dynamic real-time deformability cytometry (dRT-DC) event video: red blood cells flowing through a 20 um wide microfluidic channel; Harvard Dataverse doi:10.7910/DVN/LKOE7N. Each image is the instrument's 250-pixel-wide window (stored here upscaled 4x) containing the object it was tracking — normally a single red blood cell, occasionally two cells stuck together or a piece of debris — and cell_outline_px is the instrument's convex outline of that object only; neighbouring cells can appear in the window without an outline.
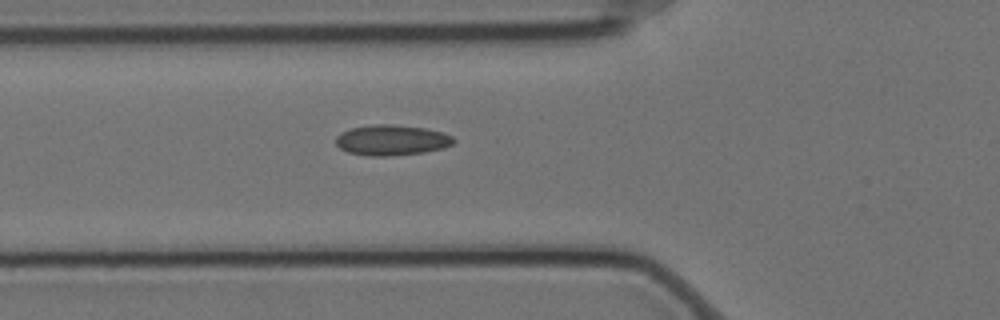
{"species": "Egyptian fruit bat (a non-hibernating species)", "species_latin": "Rousettus aegyptiacus", "temperature_condition": "cold", "stored_images_in_passage": 3, "camera_frame_rate_fps": 3000, "um_per_image_px": 0.085, "animal": {"sex": "female"}, "frame": {"image": 1, "passage_image": 3, "time_ms": 0.667, "image_size_px": [1000, 320], "cell_outline_px": [[456, 140], [452, 144], [444, 148], [424, 152], [392, 156], [368, 156], [348, 152], [340, 148], [336, 144], [336, 136], [340, 132], [352, 128], [376, 124], [392, 124], [424, 128], [440, 132], [452, 136]], "centroid_in_image_um": [33.28, 11.92], "position_along_channel_um": 92.5, "area_um2": 20.92}}